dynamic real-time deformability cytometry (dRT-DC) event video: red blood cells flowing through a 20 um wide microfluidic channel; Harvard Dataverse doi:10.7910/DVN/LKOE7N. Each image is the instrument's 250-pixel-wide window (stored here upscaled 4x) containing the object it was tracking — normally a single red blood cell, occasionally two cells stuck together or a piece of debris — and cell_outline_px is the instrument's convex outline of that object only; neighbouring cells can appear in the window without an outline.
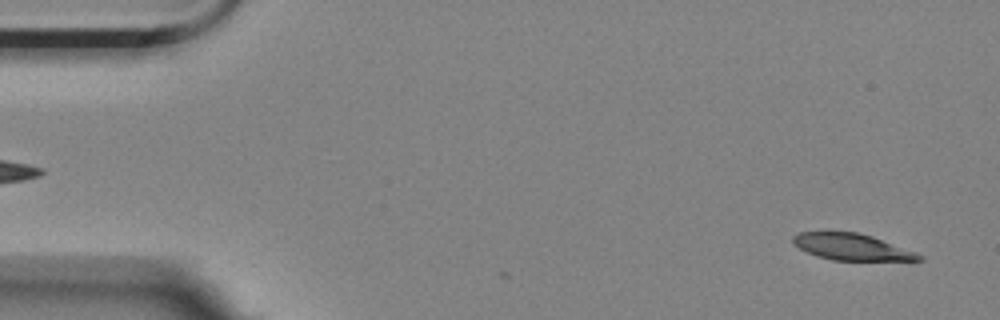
{"species": "Egyptian fruit bat (a non-hibernating species)", "species_latin": "Rousettus aegyptiacus", "temperature_condition": "room temperature", "stored_images_in_passage": 4, "segment_of_instrument_passage": [2, 2], "camera_frame_rate_fps": 3000, "um_per_image_px": 0.085, "animal": {"sex": "female"}, "frame": {"image": 1, "passage_image": 4, "time_ms": 1.0, "image_size_px": [1000, 320], "cell_outline_px": [[924, 260], [832, 260], [816, 256], [792, 244], [792, 236], [800, 232], [856, 232], [872, 236], [916, 252], [924, 256]], "centroid_in_image_um": [72.39, 20.99], "position_along_channel_um": 12.6, "area_um2": 19.31}}